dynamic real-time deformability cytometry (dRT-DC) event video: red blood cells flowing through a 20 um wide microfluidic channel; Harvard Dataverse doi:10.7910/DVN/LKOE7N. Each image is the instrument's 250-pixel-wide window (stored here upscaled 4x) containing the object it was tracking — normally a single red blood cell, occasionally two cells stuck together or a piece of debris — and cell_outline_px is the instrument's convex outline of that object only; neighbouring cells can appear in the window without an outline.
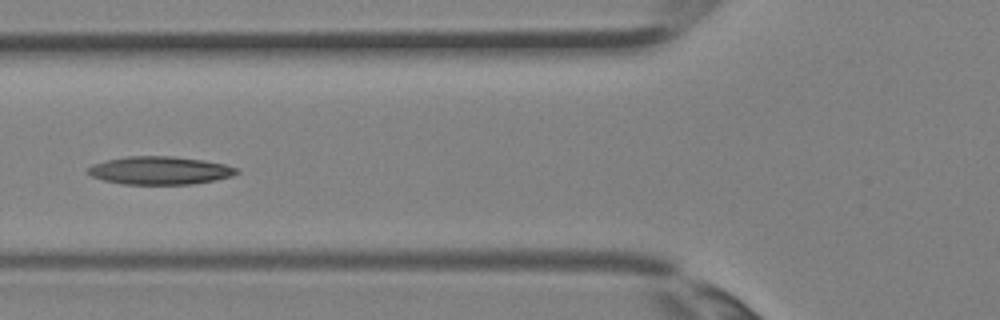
{"species": "Egyptian fruit bat (a non-hibernating species)", "species_latin": "Rousettus aegyptiacus", "temperature_condition": "room temperature", "stored_images_in_passage": 3, "camera_frame_rate_fps": 3000, "um_per_image_px": 0.085, "animal": {"sex": "female"}, "frame": {"image": 1, "passage_image": 3, "time_ms": 0.667, "image_size_px": [1000, 320], "cell_outline_px": [[240, 172], [232, 176], [216, 180], [192, 184], [120, 184], [104, 180], [92, 176], [88, 172], [88, 168], [92, 164], [104, 160], [124, 156], [172, 156], [204, 160], [224, 164], [236, 168]], "centroid_in_image_um": [13.58, 14.48], "position_along_channel_um": 112.2, "area_um2": 24.39}}